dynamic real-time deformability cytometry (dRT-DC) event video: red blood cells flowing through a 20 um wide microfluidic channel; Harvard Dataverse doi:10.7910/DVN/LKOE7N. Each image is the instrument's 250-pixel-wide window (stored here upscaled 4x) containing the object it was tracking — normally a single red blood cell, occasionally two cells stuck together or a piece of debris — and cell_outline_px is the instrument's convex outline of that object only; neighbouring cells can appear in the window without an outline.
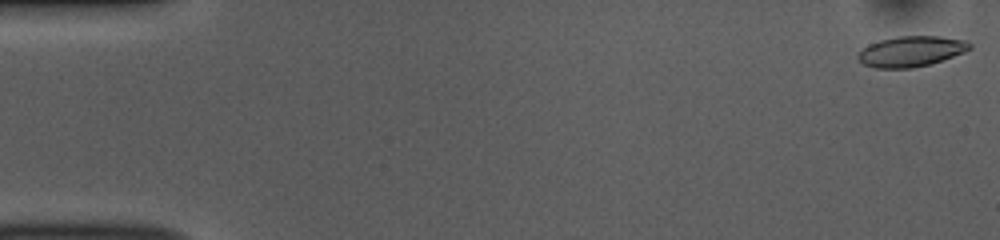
{"species": "common noctule bat (a hibernating species)", "species_latin": "Nyctalus noctula", "temperature_condition": "room temperature", "stored_images_in_passage": 52, "camera_frame_rate_fps": 3000, "um_per_image_px": 0.085, "animal": {"sex": "female", "body_mass_g": 10.0, "forearm_length_mm": 53.1}, "frame": {"image": 1, "passage_image": 1, "time_ms": 0.0, "image_size_px": [1000, 240], "cell_outline_px": [[972, 48], [964, 52], [928, 64], [912, 68], [876, 68], [864, 64], [856, 56], [868, 44], [880, 40], [896, 36], [940, 36], [964, 40], [972, 44]], "centroid_in_image_um": [77.43, 4.35], "position_along_channel_um": 7.6, "area_um2": 19.65}}
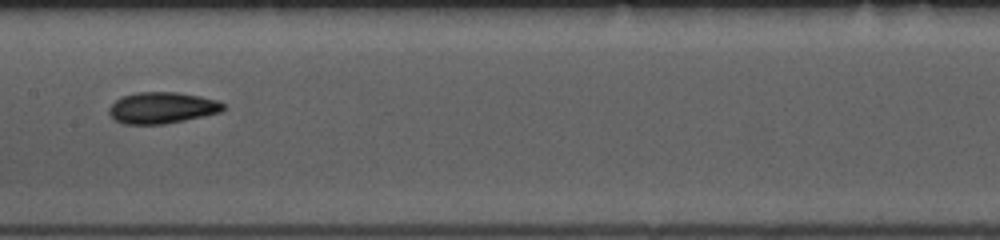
{"frame": {"image": 2, "passage_image": 26, "time_ms": 8.333, "image_size_px": [1000, 240], "cell_outline_px": [[224, 108], [220, 112], [204, 116], [164, 124], [124, 124], [116, 120], [108, 112], [108, 108], [116, 100], [124, 96], [136, 92], [176, 92], [200, 96], [216, 100], [224, 104]], "centroid_in_image_um": [13.77, 9.16], "position_along_channel_um": 193.6, "area_um2": 20.69}}
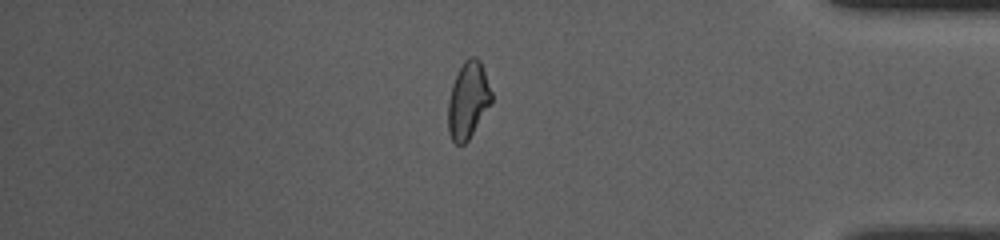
{"frame": {"image": 3, "passage_image": 44, "time_ms": 14.333, "image_size_px": [1000, 240], "cell_outline_px": [[492, 104], [468, 140], [464, 144], [456, 144], [452, 140], [448, 132], [448, 100], [452, 84], [464, 60], [472, 56], [476, 56], [480, 60], [492, 92]], "centroid_in_image_um": [39.79, 8.53], "position_along_channel_um": 395.4, "area_um2": 19.48}, "authors_computed_cell_mechanics": {"area_um2": 20.0566, "velocity_mm_per_s": 3.8672, "shape_relaxation_time_tau1_ms": 4.1294, "shape_relaxation_time_tau2_ms": 5.4412, "deformation_change_tau1": 0.1261, "deformation_change_tau2": 0.1093}}